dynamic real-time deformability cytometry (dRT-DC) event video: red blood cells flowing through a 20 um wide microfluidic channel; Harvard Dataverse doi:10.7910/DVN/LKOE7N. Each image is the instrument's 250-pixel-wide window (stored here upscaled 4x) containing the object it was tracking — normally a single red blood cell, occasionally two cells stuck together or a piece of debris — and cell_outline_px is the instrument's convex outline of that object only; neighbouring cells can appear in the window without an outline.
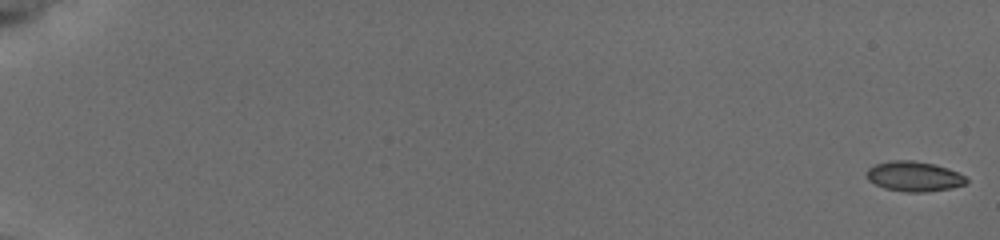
{"species": "common noctule bat (a hibernating species)", "species_latin": "Nyctalus noctula", "temperature_condition": "cold", "stored_images_in_passage": 20, "camera_frame_rate_fps": 3000, "um_per_image_px": 0.085, "animal": {"sex": "female", "body_mass_g": 19.5, "forearm_length_mm": 54.1}, "frame": {"image": 1, "passage_image": 1, "time_ms": 0.0, "image_size_px": [1000, 240], "cell_outline_px": [[968, 180], [964, 184], [952, 188], [924, 192], [908, 192], [884, 188], [868, 180], [868, 168], [876, 164], [892, 160], [912, 160], [932, 164], [948, 168], [964, 176]], "centroid_in_image_um": [77.69, 14.99], "position_along_channel_um": 7.3, "area_um2": 17.17}}
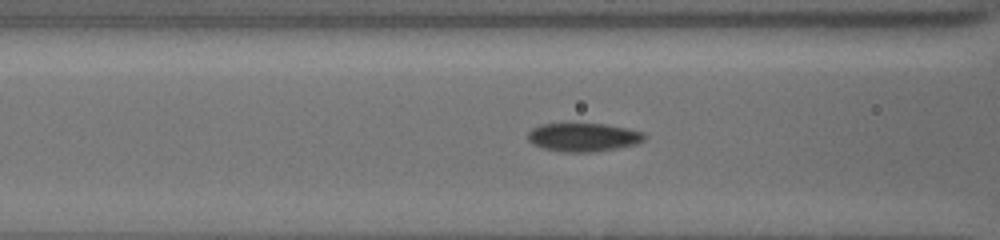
{"frame": {"image": 2, "passage_image": 16, "time_ms": 8.333, "image_size_px": [1000, 240], "cell_outline_px": [[644, 140], [636, 144], [616, 148], [592, 152], [560, 152], [544, 148], [532, 144], [528, 140], [528, 132], [532, 128], [540, 124], [604, 124], [644, 132]], "centroid_in_image_um": [49.54, 11.67], "position_along_channel_um": 117.1, "area_um2": 19.19}}
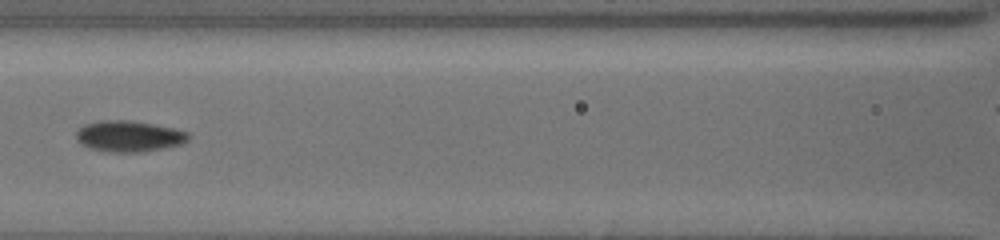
{"frame": {"image": 3, "passage_image": 18, "time_ms": 9.333, "image_size_px": [1000, 240], "cell_outline_px": [[188, 140], [184, 144], [144, 152], [104, 152], [88, 148], [80, 144], [76, 140], [76, 132], [84, 124], [100, 120], [128, 120], [152, 124], [172, 128], [188, 132]], "centroid_in_image_um": [10.92, 11.59], "position_along_channel_um": 155.7, "area_um2": 20.52}}